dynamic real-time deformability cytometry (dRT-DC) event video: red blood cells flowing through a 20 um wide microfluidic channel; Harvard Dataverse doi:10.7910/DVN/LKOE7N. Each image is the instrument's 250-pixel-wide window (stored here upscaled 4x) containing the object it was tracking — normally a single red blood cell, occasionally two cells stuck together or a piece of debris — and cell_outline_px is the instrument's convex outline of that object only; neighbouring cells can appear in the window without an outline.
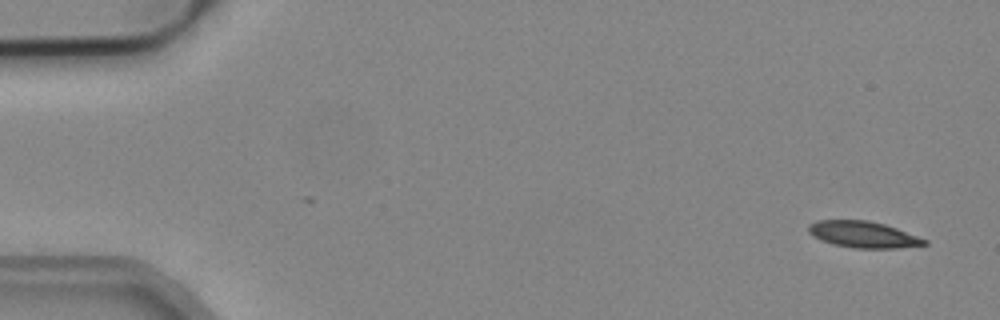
{"species": "common noctule bat (a hibernating species)", "species_latin": "Nyctalus noctula", "temperature_condition": "cold", "stored_images_in_passage": 4, "camera_frame_rate_fps": 3000, "um_per_image_px": 0.085, "animal": {"sex": "male", "body_mass_g": 19.2, "forearm_length_mm": 51.8}, "frame": {"image": 1, "passage_image": 1, "time_ms": 0.0, "image_size_px": [1000, 320], "cell_outline_px": [[928, 244], [896, 248], [852, 248], [832, 244], [820, 240], [808, 232], [808, 224], [816, 220], [868, 220], [884, 224], [896, 228], [928, 240]], "centroid_in_image_um": [73.34, 19.93], "position_along_channel_um": 11.7, "area_um2": 17.86}}